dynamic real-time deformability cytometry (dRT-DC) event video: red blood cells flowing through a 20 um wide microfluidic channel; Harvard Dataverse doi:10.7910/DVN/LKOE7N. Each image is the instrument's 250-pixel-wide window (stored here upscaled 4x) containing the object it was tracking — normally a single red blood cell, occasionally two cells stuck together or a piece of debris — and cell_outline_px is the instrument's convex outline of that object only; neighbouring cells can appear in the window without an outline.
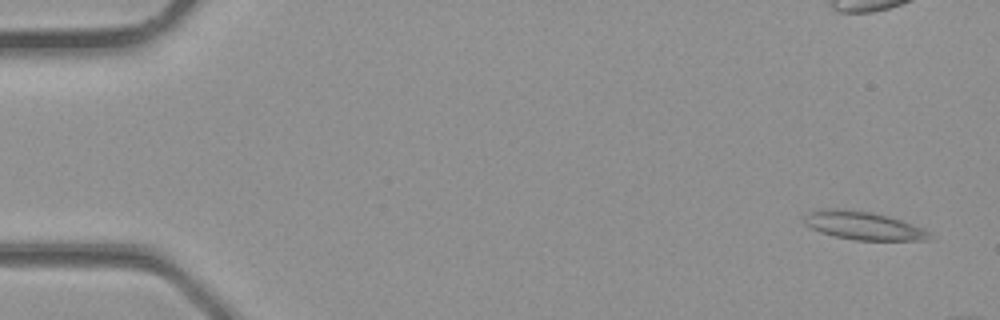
{"species": "common noctule bat (a hibernating species)", "species_latin": "Nyctalus noctula", "temperature_condition": "room temperature", "stored_images_in_passage": 4, "camera_frame_rate_fps": 3000, "um_per_image_px": 0.085, "animal": {"sex": "male", "body_mass_g": 23.1, "forearm_length_mm": 52.7}, "frame": {"image": 1, "passage_image": 1, "time_ms": 0.0, "image_size_px": [1000, 320], "cell_outline_px": [[932, 236], [924, 240], [856, 240], [836, 236], [820, 232], [804, 224], [804, 220], [808, 212], [832, 208], [840, 208], [872, 212], [888, 216], [924, 228]], "centroid_in_image_um": [73.37, 19.17], "position_along_channel_um": 11.6, "area_um2": 20.35}}